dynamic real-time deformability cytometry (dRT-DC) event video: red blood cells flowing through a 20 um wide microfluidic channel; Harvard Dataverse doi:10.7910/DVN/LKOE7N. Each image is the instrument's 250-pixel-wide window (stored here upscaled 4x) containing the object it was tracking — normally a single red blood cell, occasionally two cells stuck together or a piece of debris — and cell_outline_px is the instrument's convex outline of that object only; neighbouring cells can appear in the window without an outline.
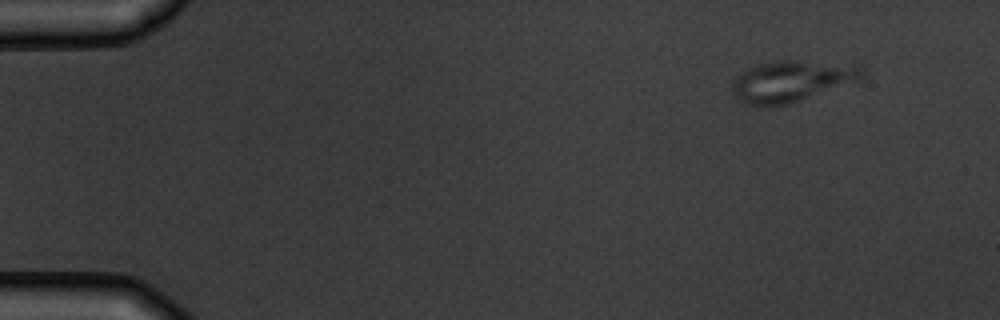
{"species": "common noctule bat (a hibernating species)", "species_latin": "Nyctalus noctula", "temperature_condition": "warm", "stored_images_in_passage": 9, "camera_frame_rate_fps": 3000, "um_per_image_px": 0.085, "animal": {"sex": "male", "body_mass_g": 19.5, "forearm_length_mm": 54.6}, "frame": {"image": 1, "passage_image": 1, "time_ms": 0.0, "image_size_px": [1000, 320], "cell_outline_px": [[864, 80], [788, 104], [744, 104], [732, 92], [732, 80], [740, 72], [748, 68], [760, 64], [776, 60], [792, 60], [860, 64], [864, 68]], "centroid_in_image_um": [67.38, 6.86], "position_along_channel_um": 17.6, "area_um2": 31.44}}